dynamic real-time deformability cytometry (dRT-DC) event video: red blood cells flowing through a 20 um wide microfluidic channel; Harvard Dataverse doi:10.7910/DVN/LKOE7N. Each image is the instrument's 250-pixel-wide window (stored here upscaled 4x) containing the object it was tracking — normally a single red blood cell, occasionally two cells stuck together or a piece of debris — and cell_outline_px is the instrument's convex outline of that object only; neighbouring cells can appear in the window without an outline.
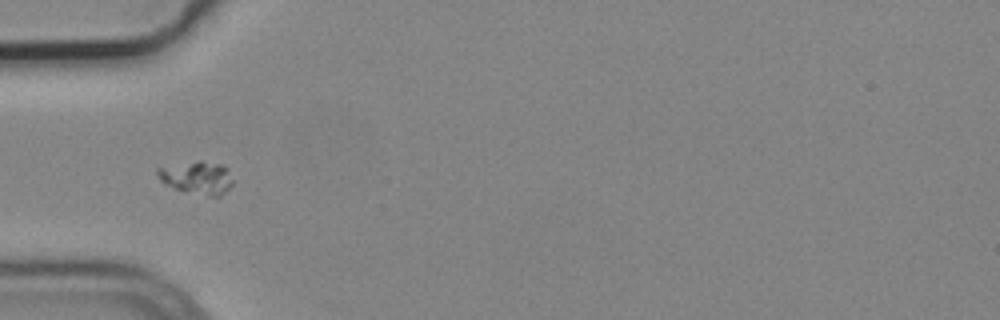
{"species": "common noctule bat (a hibernating species)", "species_latin": "Nyctalus noctula", "temperature_condition": "cold", "stored_images_in_passage": 10, "camera_frame_rate_fps": 3000, "um_per_image_px": 0.085, "animal": {"sex": "male", "body_mass_g": 19.2, "forearm_length_mm": 51.8}, "frame": {"image": 1, "passage_image": 5, "time_ms": 1.333, "image_size_px": [1000, 320], "cell_outline_px": [[232, 184], [220, 196], [208, 196], [176, 188], [164, 184], [156, 176], [156, 168], [200, 160], [224, 164], [228, 168], [232, 180]], "centroid_in_image_um": [16.75, 15.07], "position_along_channel_um": 68.3, "area_um2": 14.33}}
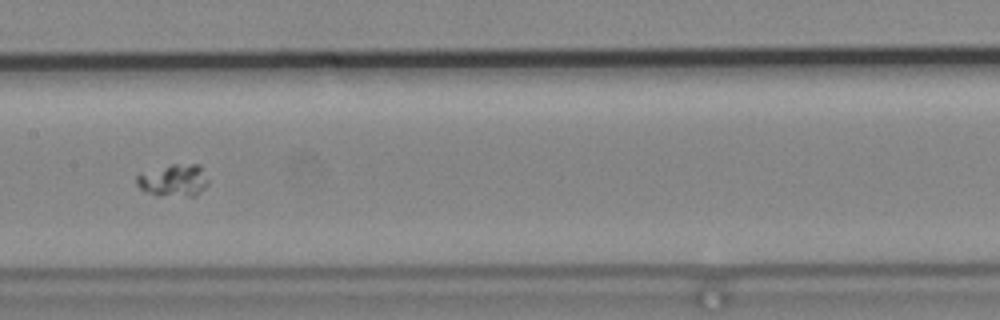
{"frame": {"image": 2, "passage_image": 8, "time_ms": 2.333, "image_size_px": [1000, 320], "cell_outline_px": [[208, 184], [196, 196], [156, 196], [140, 188], [136, 184], [136, 176], [172, 164], [200, 164], [208, 180]], "centroid_in_image_um": [14.8, 15.35], "position_along_channel_um": 192.6, "area_um2": 13.35}}
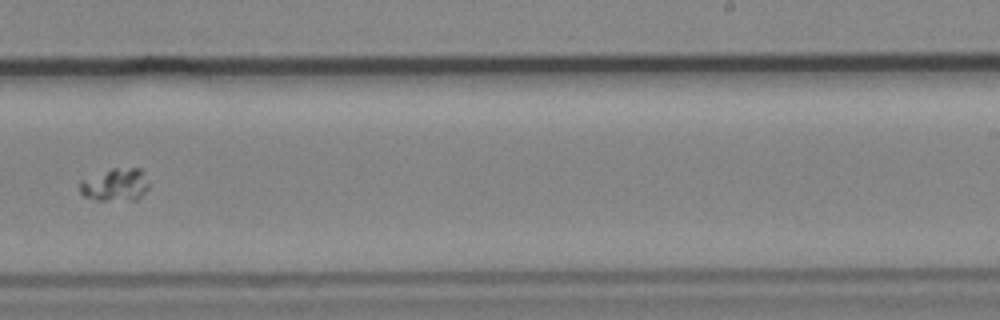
{"frame": {"image": 3, "passage_image": 10, "time_ms": 3.0, "image_size_px": [1000, 320], "cell_outline_px": [[148, 188], [136, 200], [96, 200], [84, 196], [80, 192], [80, 180], [112, 168], [140, 168], [144, 172], [148, 184]], "centroid_in_image_um": [9.79, 15.7], "position_along_channel_um": 279.2, "area_um2": 13.12}}